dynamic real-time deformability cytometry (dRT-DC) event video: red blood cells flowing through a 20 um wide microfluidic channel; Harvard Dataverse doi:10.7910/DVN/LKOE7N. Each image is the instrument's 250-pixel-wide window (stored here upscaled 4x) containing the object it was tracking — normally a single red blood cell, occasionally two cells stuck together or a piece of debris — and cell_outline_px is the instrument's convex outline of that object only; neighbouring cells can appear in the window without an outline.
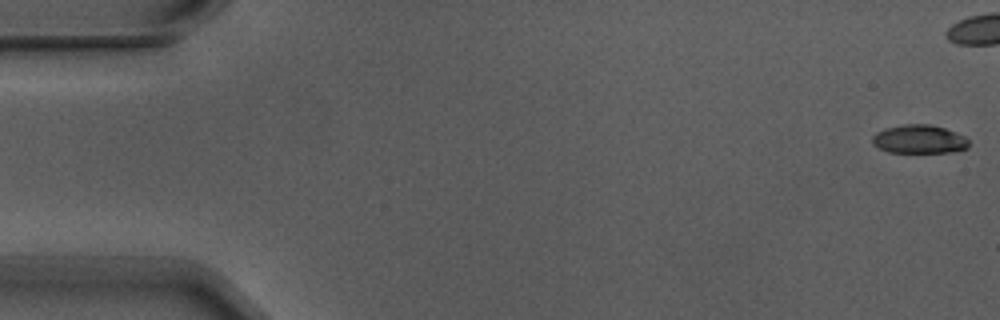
{"species": "Egyptian fruit bat (a non-hibernating species)", "species_latin": "Rousettus aegyptiacus", "temperature_condition": "warm", "stored_images_in_passage": 8, "segment_of_instrument_passage": [1, 2], "camera_frame_rate_fps": 3000, "um_per_image_px": 0.085, "animal": {"sex": "male"}, "frame": {"image": 1, "passage_image": 1, "time_ms": 0.0, "image_size_px": [1000, 320], "cell_outline_px": [[968, 148], [952, 152], [888, 152], [872, 144], [872, 136], [876, 132], [884, 128], [904, 124], [928, 124], [944, 128], [964, 136], [968, 140]], "centroid_in_image_um": [78.1, 11.83], "position_along_channel_um": 6.9, "area_um2": 16.01}}
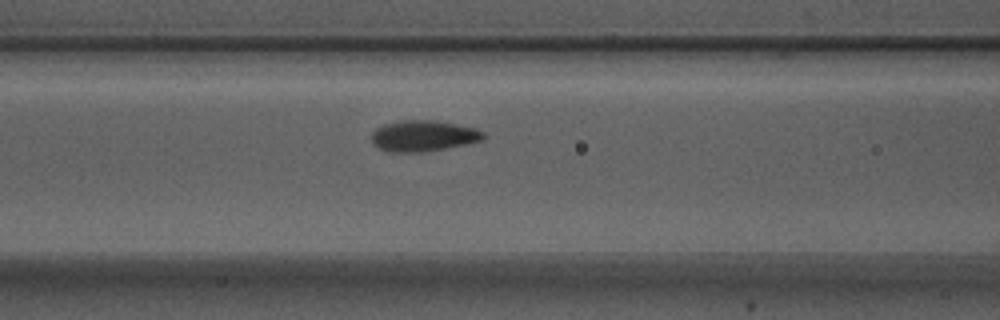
{"frame": {"image": 2, "passage_image": 7, "time_ms": 2.0, "image_size_px": [1000, 320], "cell_outline_px": [[488, 136], [484, 140], [444, 148], [420, 152], [388, 152], [372, 144], [372, 132], [376, 128], [384, 124], [404, 120], [436, 120], [476, 128], [484, 132]], "centroid_in_image_um": [36.0, 11.54], "position_along_channel_um": 130.6, "area_um2": 20.23}}